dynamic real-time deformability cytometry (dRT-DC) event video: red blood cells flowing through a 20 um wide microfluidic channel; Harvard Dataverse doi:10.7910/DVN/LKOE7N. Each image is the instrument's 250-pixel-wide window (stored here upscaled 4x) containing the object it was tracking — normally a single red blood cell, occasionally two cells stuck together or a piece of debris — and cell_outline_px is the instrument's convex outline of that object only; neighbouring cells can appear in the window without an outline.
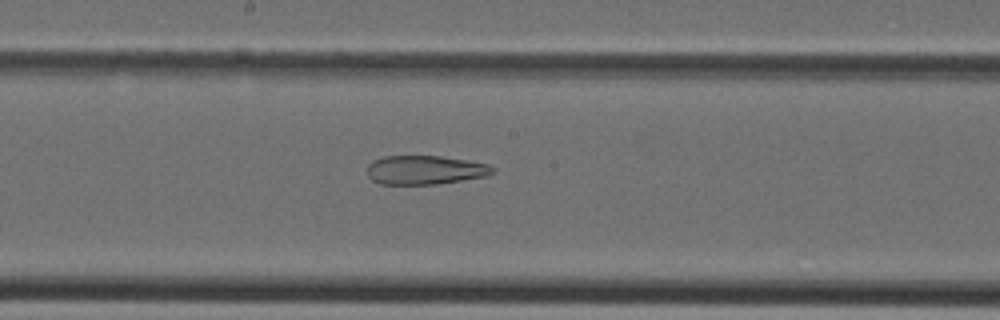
{"species": "Egyptian fruit bat (a non-hibernating species)", "species_latin": "Rousettus aegyptiacus", "temperature_condition": "cold", "stored_images_in_passage": 29, "camera_frame_rate_fps": 3000, "um_per_image_px": 0.085, "animal": {"sex": "female"}, "frame": {"image": 1, "passage_image": 13, "time_ms": 4.0, "image_size_px": [1000, 320], "cell_outline_px": [[496, 172], [488, 176], [436, 184], [380, 184], [372, 180], [368, 176], [368, 164], [372, 160], [384, 156], [440, 156], [488, 164], [496, 168]], "centroid_in_image_um": [36.14, 14.45], "position_along_channel_um": 212.1, "area_um2": 21.21}}
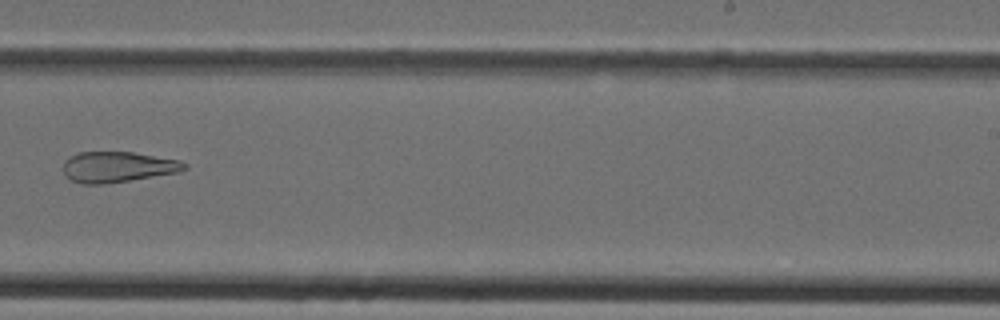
{"frame": {"image": 2, "passage_image": 17, "time_ms": 5.333, "image_size_px": [1000, 320], "cell_outline_px": [[188, 168], [180, 172], [104, 184], [80, 184], [72, 180], [64, 172], [64, 160], [68, 156], [76, 152], [132, 152], [180, 160], [188, 164]], "centroid_in_image_um": [10.01, 14.18], "position_along_channel_um": 279.0, "area_um2": 21.73}}
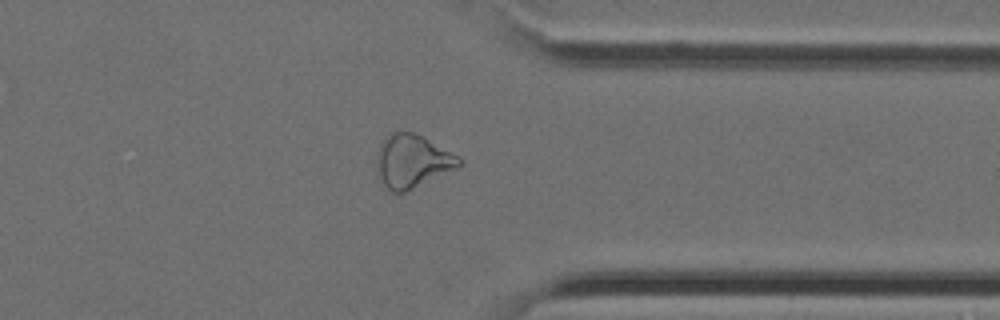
{"frame": {"image": 3, "passage_image": 23, "time_ms": 7.333, "image_size_px": [1000, 320], "cell_outline_px": [[460, 164], [456, 168], [404, 192], [392, 192], [384, 184], [376, 172], [376, 168], [380, 144], [388, 136], [396, 132], [412, 132], [460, 156]], "centroid_in_image_um": [35.03, 13.71], "position_along_channel_um": 376.4, "area_um2": 24.68}}